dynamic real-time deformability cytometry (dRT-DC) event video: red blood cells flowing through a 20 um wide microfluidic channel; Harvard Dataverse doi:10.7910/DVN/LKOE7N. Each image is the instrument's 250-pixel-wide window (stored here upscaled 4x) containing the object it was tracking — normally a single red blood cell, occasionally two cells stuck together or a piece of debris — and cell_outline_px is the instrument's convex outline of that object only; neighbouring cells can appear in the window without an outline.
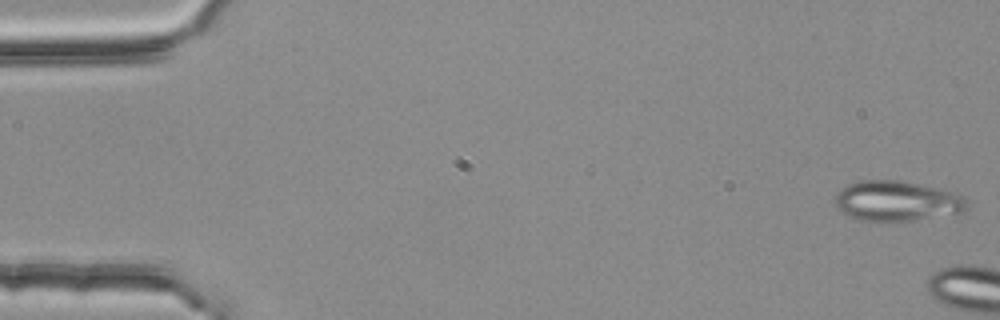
{"species": "common noctule bat (a hibernating species)", "species_latin": "Nyctalus noctula", "temperature_condition": "room temperature", "stored_images_in_passage": 5, "camera_frame_rate_fps": 3000, "um_per_image_px": 0.085, "animal": {"sex": "female", "body_mass_g": 25.1}, "frame": {"image": 1, "passage_image": 1, "time_ms": 0.0, "image_size_px": [1000, 320], "cell_outline_px": [[968, 208], [960, 212], [888, 224], [860, 220], [848, 216], [836, 204], [836, 196], [848, 184], [864, 180], [896, 180], [956, 192], [964, 196], [968, 204]], "centroid_in_image_um": [76.25, 17.12], "position_along_channel_um": 8.8, "area_um2": 30.81}}